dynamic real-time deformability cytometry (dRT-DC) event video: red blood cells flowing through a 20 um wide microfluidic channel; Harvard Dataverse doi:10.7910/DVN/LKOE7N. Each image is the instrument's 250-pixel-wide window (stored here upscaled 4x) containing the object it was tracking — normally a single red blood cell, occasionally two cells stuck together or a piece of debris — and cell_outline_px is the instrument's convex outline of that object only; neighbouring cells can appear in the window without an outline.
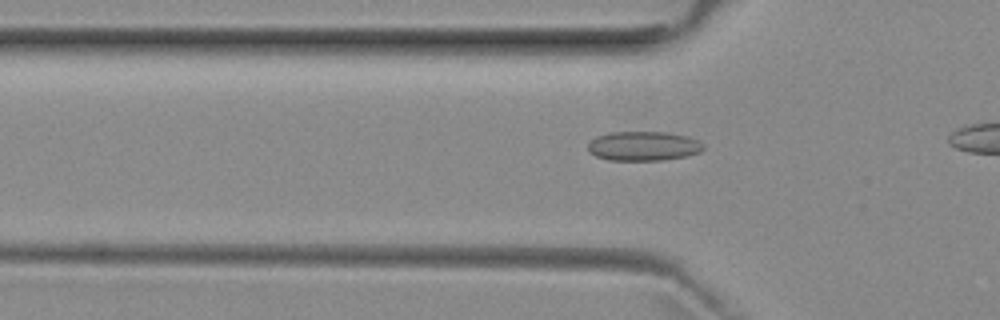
{"species": "common noctule bat (a hibernating species)", "species_latin": "Nyctalus noctula", "temperature_condition": "room temperature", "stored_images_in_passage": 15, "camera_frame_rate_fps": 3000, "um_per_image_px": 0.085, "animal": {"sex": "female", "body_mass_g": 29.2, "forearm_length_mm": 56.3}, "frame": {"image": 1, "passage_image": 9, "time_ms": 2.667, "image_size_px": [1000, 320], "cell_outline_px": [[704, 148], [700, 152], [684, 156], [660, 160], [608, 160], [596, 156], [588, 152], [588, 144], [596, 136], [612, 132], [664, 132], [688, 136], [704, 144]], "centroid_in_image_um": [54.67, 12.41], "position_along_channel_um": 71.1, "area_um2": 19.65}}
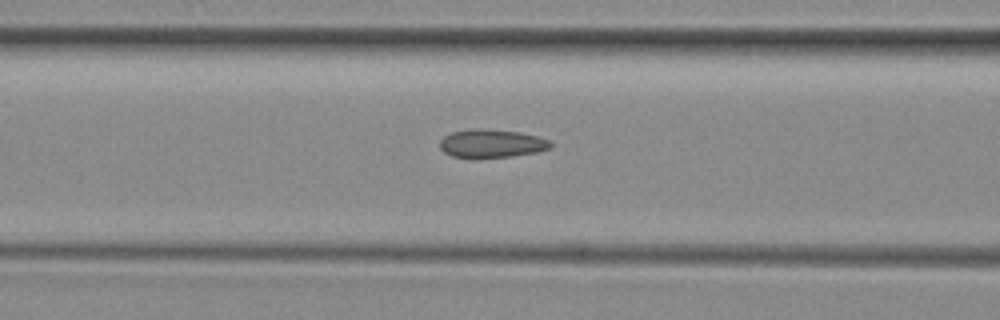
{"frame": {"image": 2, "passage_image": 13, "time_ms": 4.0, "image_size_px": [1000, 320], "cell_outline_px": [[552, 148], [536, 152], [512, 156], [476, 160], [452, 156], [444, 152], [440, 148], [440, 140], [444, 136], [452, 132], [476, 128], [488, 128], [520, 132], [536, 136], [548, 140], [552, 144]], "centroid_in_image_um": [41.75, 12.22], "position_along_channel_um": 124.8, "area_um2": 18.79}}